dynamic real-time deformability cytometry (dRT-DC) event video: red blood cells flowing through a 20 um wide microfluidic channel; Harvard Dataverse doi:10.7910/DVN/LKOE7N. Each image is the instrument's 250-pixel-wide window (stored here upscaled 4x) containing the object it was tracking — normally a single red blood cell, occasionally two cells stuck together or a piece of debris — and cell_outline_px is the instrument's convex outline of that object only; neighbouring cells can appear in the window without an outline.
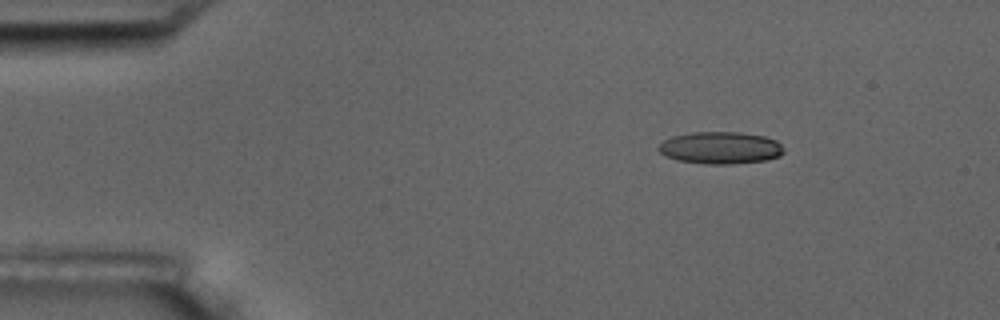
{"species": "common noctule bat (a hibernating species)", "species_latin": "Nyctalus noctula", "temperature_condition": "room temperature", "stored_images_in_passage": 7, "camera_frame_rate_fps": 3000, "um_per_image_px": 0.085, "animal": {"sex": "male", "body_mass_g": 17.5, "forearm_length_mm": 52.3}, "frame": {"image": 1, "passage_image": 2, "time_ms": 1.0, "image_size_px": [1000, 320], "cell_outline_px": [[784, 152], [780, 156], [764, 160], [732, 164], [704, 164], [676, 160], [664, 156], [656, 148], [664, 140], [672, 136], [692, 132], [740, 132], [764, 136], [776, 140], [784, 148]], "centroid_in_image_um": [61.21, 12.56], "position_along_channel_um": 23.8, "area_um2": 23.64}}
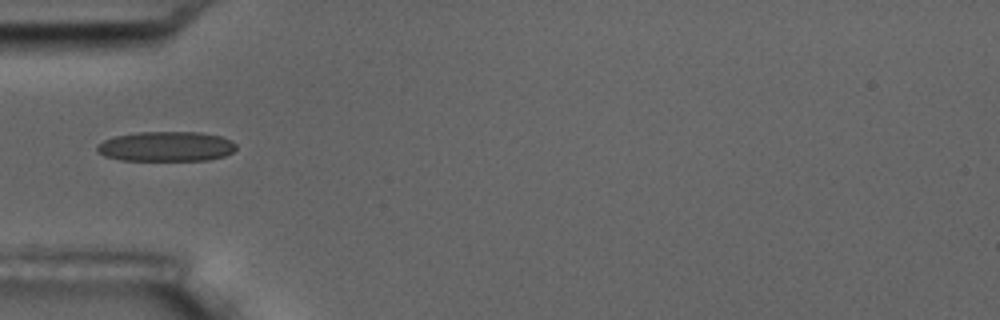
{"frame": {"image": 2, "passage_image": 5, "time_ms": 4.333, "image_size_px": [1000, 320], "cell_outline_px": [[236, 148], [232, 152], [224, 156], [208, 160], [120, 160], [104, 156], [96, 152], [96, 144], [104, 140], [116, 136], [136, 132], [200, 132], [220, 136], [232, 140], [236, 144]], "centroid_in_image_um": [14.1, 12.45], "position_along_channel_um": 70.9, "area_um2": 24.39}}